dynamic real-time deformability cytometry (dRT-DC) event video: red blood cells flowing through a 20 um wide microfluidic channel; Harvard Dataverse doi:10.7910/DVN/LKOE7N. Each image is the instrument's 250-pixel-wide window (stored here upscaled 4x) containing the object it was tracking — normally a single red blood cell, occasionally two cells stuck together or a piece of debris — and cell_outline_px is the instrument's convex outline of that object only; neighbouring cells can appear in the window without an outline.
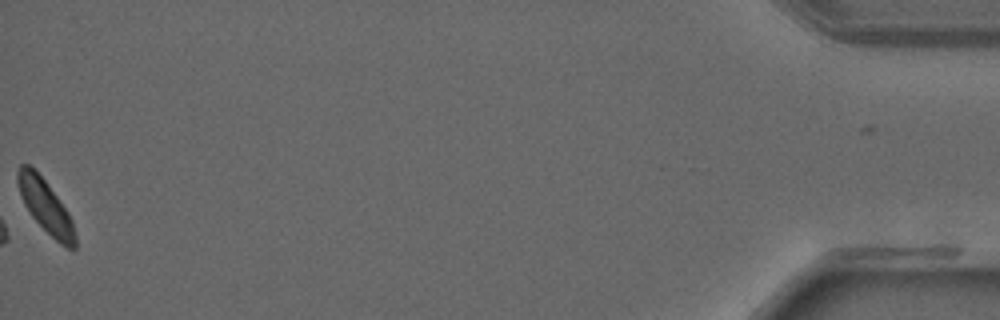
{"species": "common noctule bat (a hibernating species)", "species_latin": "Nyctalus noctula", "temperature_condition": "warm", "stored_images_in_passage": 36, "camera_frame_rate_fps": 3000, "um_per_image_px": 0.085, "animal": {"sex": "male", "forearm_length_mm": 52.5}, "frame": {"image": 1, "passage_image": 36, "time_ms": 11.667, "image_size_px": [1000, 320], "cell_outline_px": [[76, 248], [68, 248], [60, 244], [32, 216], [24, 204], [16, 180], [16, 172], [20, 164], [28, 164], [44, 180], [68, 212], [72, 220], [76, 236]], "centroid_in_image_um": [3.87, 17.54], "position_along_channel_um": 431.3, "area_um2": 17.28}}